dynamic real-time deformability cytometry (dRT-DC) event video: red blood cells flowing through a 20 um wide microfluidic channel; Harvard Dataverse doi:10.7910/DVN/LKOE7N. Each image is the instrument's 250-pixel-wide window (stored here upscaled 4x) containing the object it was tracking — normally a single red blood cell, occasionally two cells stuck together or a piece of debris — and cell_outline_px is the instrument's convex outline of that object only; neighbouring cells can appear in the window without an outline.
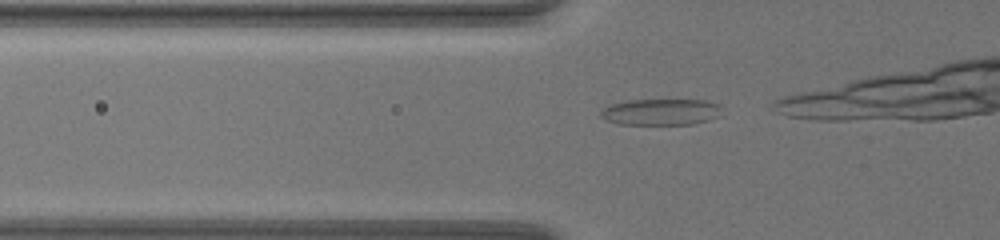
{"species": "common noctule bat (a hibernating species)", "species_latin": "Nyctalus noctula", "temperature_condition": "warm", "stored_images_in_passage": 22, "camera_frame_rate_fps": 3000, "um_per_image_px": 0.085, "animal": {"sex": "female", "body_mass_g": 19.5, "forearm_length_mm": 54.1}, "frame": {"image": 1, "passage_image": 16, "time_ms": 5.0, "image_size_px": [1000, 240], "cell_outline_px": [[720, 116], [708, 120], [692, 124], [620, 124], [604, 120], [600, 116], [600, 112], [608, 104], [628, 100], [704, 100], [720, 104]], "centroid_in_image_um": [56.15, 9.51], "position_along_channel_um": 69.7, "area_um2": 18.67}}
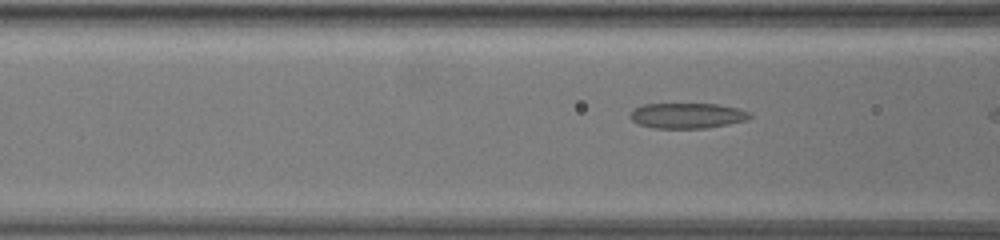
{"frame": {"image": 2, "passage_image": 20, "time_ms": 6.333, "image_size_px": [1000, 240], "cell_outline_px": [[752, 116], [748, 120], [728, 124], [704, 128], [652, 128], [640, 124], [632, 120], [628, 116], [636, 108], [644, 104], [716, 104], [736, 108], [748, 112]], "centroid_in_image_um": [58.41, 9.83], "position_along_channel_um": 108.2, "area_um2": 17.51}}